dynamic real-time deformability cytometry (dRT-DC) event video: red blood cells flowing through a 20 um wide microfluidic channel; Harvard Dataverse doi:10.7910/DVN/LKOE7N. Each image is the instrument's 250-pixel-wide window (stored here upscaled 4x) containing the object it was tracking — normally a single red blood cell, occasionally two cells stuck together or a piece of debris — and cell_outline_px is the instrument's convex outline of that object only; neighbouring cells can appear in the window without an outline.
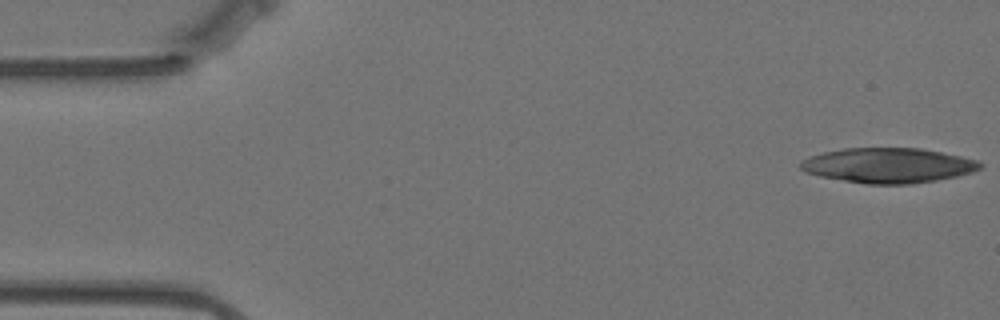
{"species": "Egyptian fruit bat (a non-hibernating species)", "species_latin": "Rousettus aegyptiacus", "temperature_condition": "warm", "stored_images_in_passage": 14, "camera_frame_rate_fps": 3000, "um_per_image_px": 0.085, "animal": {"sex": "female"}, "frame": {"image": 1, "passage_image": 1, "time_ms": 0.0, "image_size_px": [1000, 320], "cell_outline_px": [[984, 164], [980, 168], [972, 172], [956, 176], [936, 180], [912, 184], [868, 184], [820, 176], [804, 172], [800, 168], [800, 160], [808, 156], [824, 152], [844, 148], [920, 148], [980, 160]], "centroid_in_image_um": [75.49, 14.05], "position_along_channel_um": 9.5, "area_um2": 36.65}}